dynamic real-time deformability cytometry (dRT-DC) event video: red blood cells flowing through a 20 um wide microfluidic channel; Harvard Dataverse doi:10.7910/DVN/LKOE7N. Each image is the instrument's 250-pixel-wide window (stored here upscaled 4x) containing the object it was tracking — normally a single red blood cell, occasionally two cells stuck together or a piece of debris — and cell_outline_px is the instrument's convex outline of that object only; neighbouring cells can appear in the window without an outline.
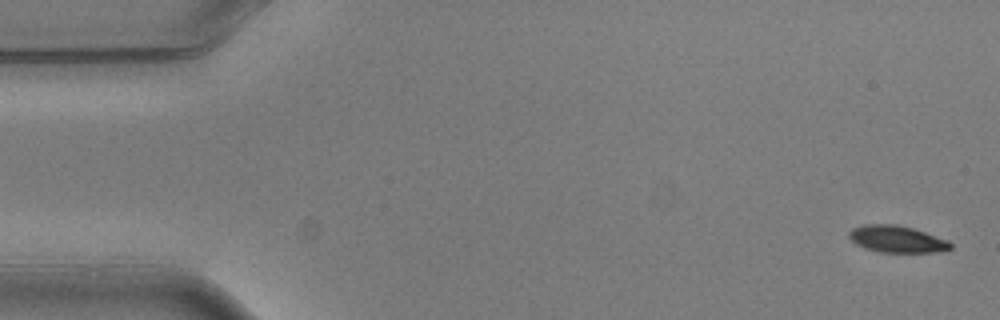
{"species": "common noctule bat (a hibernating species)", "species_latin": "Nyctalus noctula", "temperature_condition": "warm", "stored_images_in_passage": 6, "camera_frame_rate_fps": 3000, "um_per_image_px": 0.085, "animal": {"sex": "male", "body_mass_g": 20.5, "forearm_length_mm": 52.5}, "frame": {"image": 1, "passage_image": 1, "time_ms": 0.0, "image_size_px": [1000, 320], "cell_outline_px": [[952, 248], [940, 252], [880, 252], [864, 248], [856, 244], [848, 236], [848, 232], [852, 228], [864, 224], [896, 224], [912, 228], [948, 240], [952, 244]], "centroid_in_image_um": [76.22, 20.32], "position_along_channel_um": 8.8, "area_um2": 15.9}}
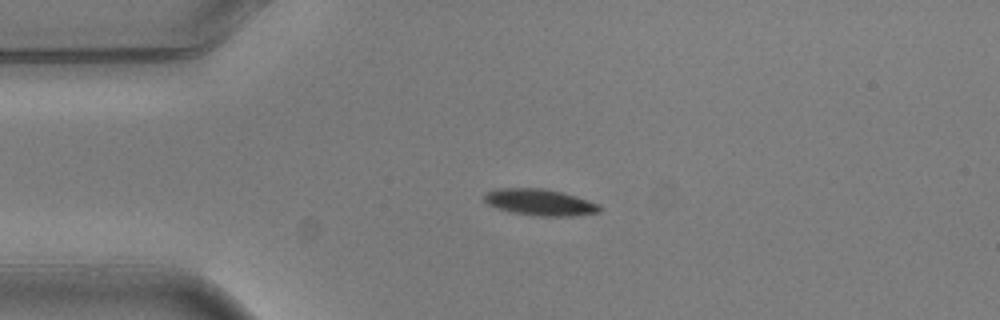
{"frame": {"image": 2, "passage_image": 4, "time_ms": 1.0, "image_size_px": [1000, 320], "cell_outline_px": [[604, 208], [600, 212], [572, 216], [536, 216], [512, 212], [488, 204], [484, 200], [484, 196], [488, 192], [496, 188], [544, 188], [576, 196], [600, 204]], "centroid_in_image_um": [45.95, 17.19], "position_along_channel_um": 39.1, "area_um2": 17.74}}
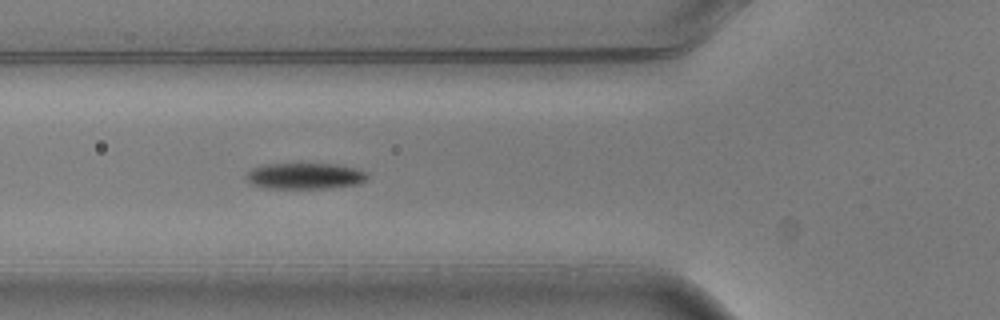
{"frame": {"image": 3, "passage_image": 6, "time_ms": 1.667, "image_size_px": [1000, 320], "cell_outline_px": [[368, 176], [360, 184], [324, 188], [260, 188], [252, 184], [248, 180], [248, 172], [252, 168], [264, 164], [336, 164], [356, 168], [368, 172]], "centroid_in_image_um": [25.94, 14.96], "position_along_channel_um": 99.9, "area_um2": 18.38}}